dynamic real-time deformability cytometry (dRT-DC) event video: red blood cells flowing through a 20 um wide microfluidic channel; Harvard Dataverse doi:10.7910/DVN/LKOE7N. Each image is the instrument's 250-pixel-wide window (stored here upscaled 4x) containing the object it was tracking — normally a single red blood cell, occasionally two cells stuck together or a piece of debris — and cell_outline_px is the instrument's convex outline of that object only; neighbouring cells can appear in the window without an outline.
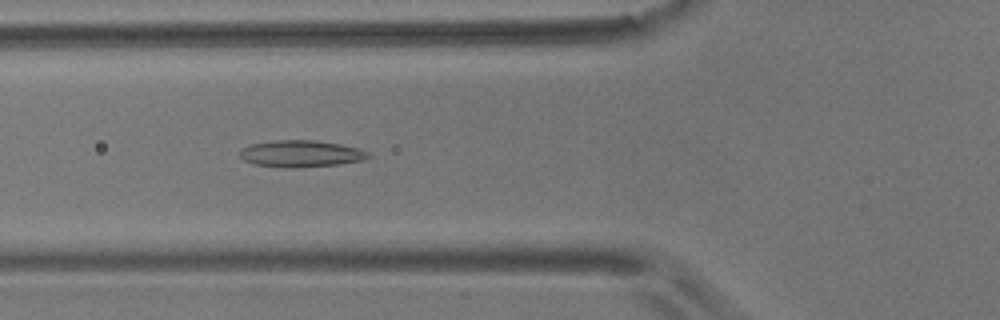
{"species": "common noctule bat (a hibernating species)", "species_latin": "Nyctalus noctula", "temperature_condition": "room temperature", "stored_images_in_passage": 55, "camera_frame_rate_fps": 3000, "um_per_image_px": 0.085, "animal": {"sex": "male", "body_mass_g": 17.9}, "frame": {"image": 1, "passage_image": 20, "time_ms": 6.333, "image_size_px": [1000, 320], "cell_outline_px": [[372, 156], [364, 160], [340, 164], [300, 168], [284, 168], [252, 164], [244, 160], [240, 156], [240, 148], [252, 144], [276, 140], [312, 140], [340, 144], [356, 148], [368, 152]], "centroid_in_image_um": [25.57, 13.08], "position_along_channel_um": 100.2, "area_um2": 20.17}}
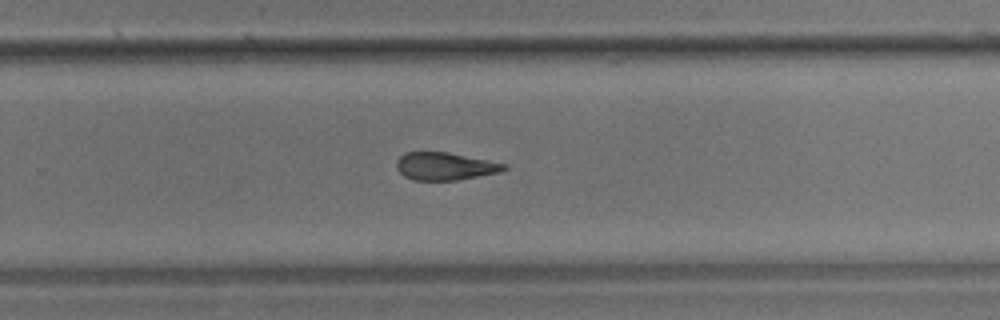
{"frame": {"image": 2, "passage_image": 36, "time_ms": 11.667, "image_size_px": [1000, 320], "cell_outline_px": [[508, 168], [500, 172], [456, 180], [412, 180], [404, 176], [396, 168], [396, 160], [404, 152], [448, 152], [508, 164]], "centroid_in_image_um": [37.81, 14.13], "position_along_channel_um": 292.0, "area_um2": 17.4}}
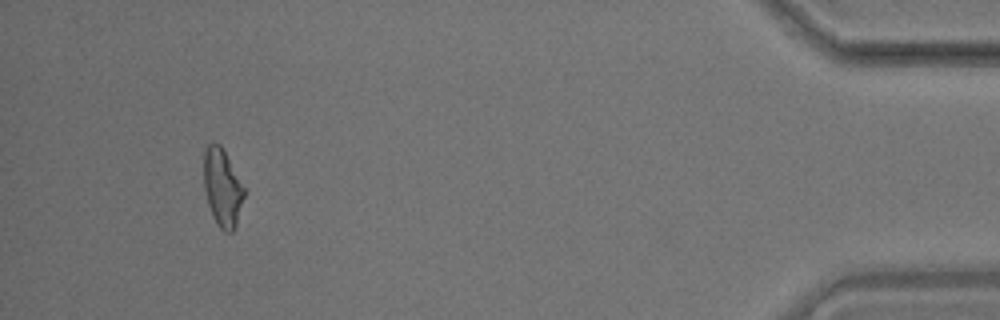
{"frame": {"image": 3, "passage_image": 52, "time_ms": 17.0, "image_size_px": [1000, 320], "cell_outline_px": [[244, 196], [236, 224], [232, 232], [224, 232], [216, 224], [208, 204], [204, 188], [204, 148], [212, 140], [220, 144], [244, 188]], "centroid_in_image_um": [18.87, 15.93], "position_along_channel_um": 416.3, "area_um2": 18.03}, "authors_computed_cell_mechanics": {"area_um2": 18.6116, "velocity_mm_per_s": 3.597, "shape_relaxation_time_tau1_ms": null, "shape_relaxation_time_tau2_ms": 4.8492, "deformation_change_tau1": null, "deformation_change_tau2": 0.1577}}